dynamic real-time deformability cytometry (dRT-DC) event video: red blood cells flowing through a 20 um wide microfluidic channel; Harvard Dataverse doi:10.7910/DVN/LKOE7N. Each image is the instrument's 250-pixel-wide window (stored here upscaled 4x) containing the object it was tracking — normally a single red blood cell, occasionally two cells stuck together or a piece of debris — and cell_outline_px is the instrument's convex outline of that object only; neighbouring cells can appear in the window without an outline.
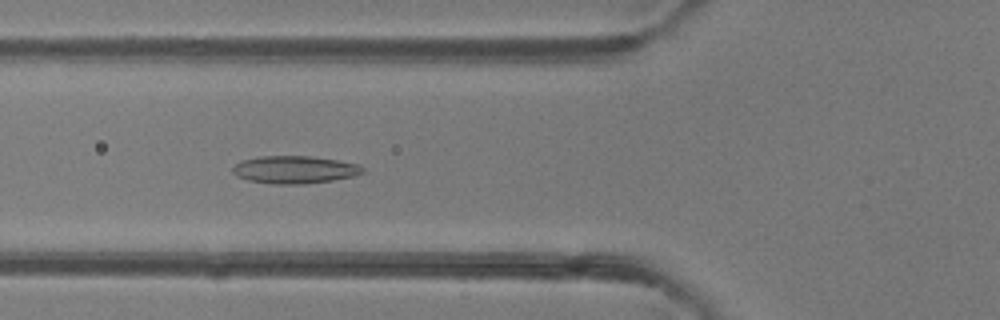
{"species": "common noctule bat (a hibernating species)", "species_latin": "Nyctalus noctula", "temperature_condition": "room temperature", "stored_images_in_passage": 43, "camera_frame_rate_fps": 3000, "um_per_image_px": 0.085, "animal": {"sex": "female"}, "frame": {"image": 1, "passage_image": 18, "time_ms": 5.667, "image_size_px": [1000, 320], "cell_outline_px": [[364, 172], [356, 176], [332, 180], [304, 184], [272, 184], [248, 180], [236, 176], [232, 172], [232, 168], [236, 164], [244, 160], [260, 156], [308, 156], [336, 160], [360, 164], [364, 168]], "centroid_in_image_um": [25.06, 14.43], "position_along_channel_um": 100.7, "area_um2": 20.92}}
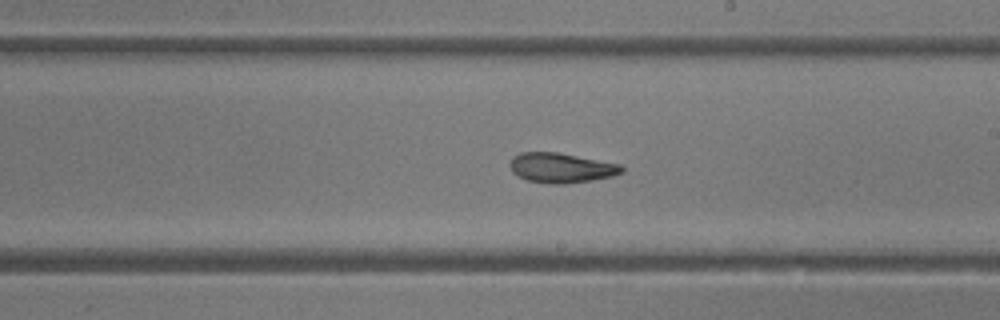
{"frame": {"image": 2, "passage_image": 28, "time_ms": 9.0, "image_size_px": [1000, 320], "cell_outline_px": [[624, 172], [612, 176], [592, 180], [564, 184], [552, 184], [528, 180], [512, 172], [508, 164], [512, 156], [520, 152], [560, 152], [620, 164], [624, 168]], "centroid_in_image_um": [47.69, 14.25], "position_along_channel_um": 241.3, "area_um2": 19.59}}
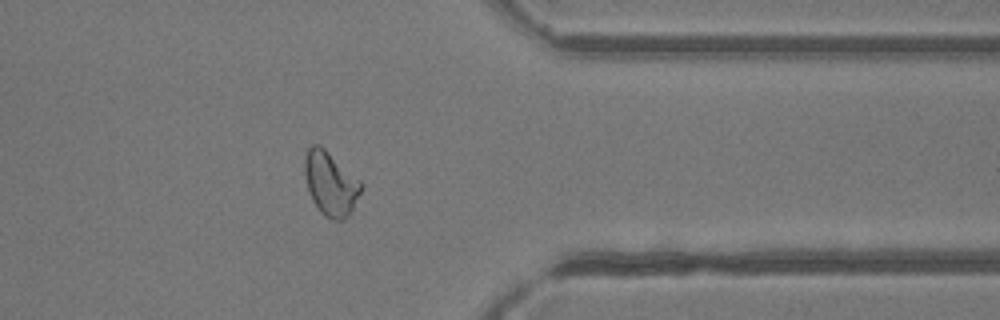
{"frame": {"image": 3, "passage_image": 39, "time_ms": 12.667, "image_size_px": [1000, 320], "cell_outline_px": [[364, 184], [352, 212], [344, 220], [332, 220], [324, 216], [320, 212], [312, 200], [304, 176], [304, 160], [308, 148], [312, 144], [320, 144], [360, 180]], "centroid_in_image_um": [28.1, 15.62], "position_along_channel_um": 383.3, "area_um2": 21.21}, "authors_computed_cell_mechanics": {"area_um2": 20.519, "velocity_mm_per_s": 4.209, "shape_relaxation_time_tau1_ms": null, "shape_relaxation_time_tau2_ms": 2.1974, "deformation_change_tau1": null, "deformation_change_tau2": 0.0764}}